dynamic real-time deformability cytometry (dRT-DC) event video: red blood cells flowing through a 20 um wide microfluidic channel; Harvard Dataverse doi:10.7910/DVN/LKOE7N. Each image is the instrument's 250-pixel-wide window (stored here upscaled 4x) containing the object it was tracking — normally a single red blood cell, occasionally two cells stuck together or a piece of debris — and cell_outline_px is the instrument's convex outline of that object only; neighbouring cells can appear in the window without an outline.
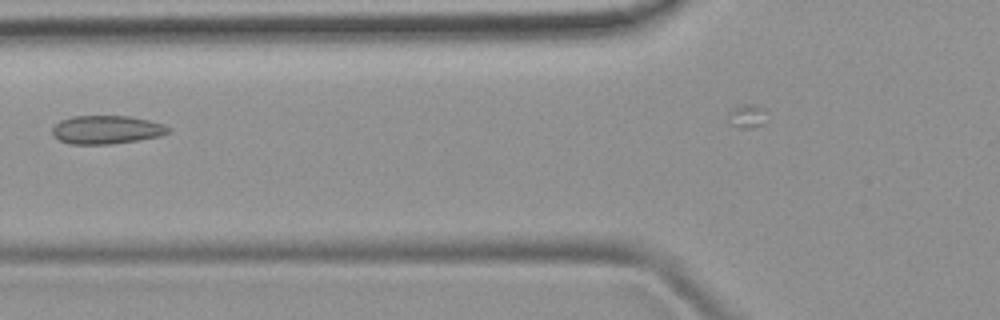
{"species": "common noctule bat (a hibernating species)", "species_latin": "Nyctalus noctula", "temperature_condition": "room temperature", "stored_images_in_passage": 6, "camera_frame_rate_fps": 3000, "um_per_image_px": 0.085, "animal": {"sex": "female", "body_mass_g": 19.9}, "frame": {"image": 1, "passage_image": 6, "time_ms": 5.667, "image_size_px": [1000, 320], "cell_outline_px": [[172, 128], [168, 132], [160, 136], [136, 140], [108, 144], [68, 144], [52, 136], [52, 128], [60, 120], [72, 116], [128, 116], [148, 120], [164, 124]], "centroid_in_image_um": [9.03, 11.02], "position_along_channel_um": 116.8, "area_um2": 19.19}}